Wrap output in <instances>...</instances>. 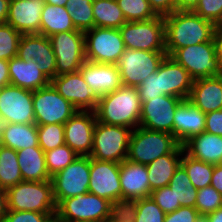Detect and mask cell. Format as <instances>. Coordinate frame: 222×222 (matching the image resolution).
Segmentation results:
<instances>
[{
  "instance_id": "12",
  "label": "cell",
  "mask_w": 222,
  "mask_h": 222,
  "mask_svg": "<svg viewBox=\"0 0 222 222\" xmlns=\"http://www.w3.org/2000/svg\"><path fill=\"white\" fill-rule=\"evenodd\" d=\"M49 39L56 56V76L79 71L86 61L84 32H62Z\"/></svg>"
},
{
  "instance_id": "4",
  "label": "cell",
  "mask_w": 222,
  "mask_h": 222,
  "mask_svg": "<svg viewBox=\"0 0 222 222\" xmlns=\"http://www.w3.org/2000/svg\"><path fill=\"white\" fill-rule=\"evenodd\" d=\"M7 209L55 214L53 185L48 181H21L6 190Z\"/></svg>"
},
{
  "instance_id": "34",
  "label": "cell",
  "mask_w": 222,
  "mask_h": 222,
  "mask_svg": "<svg viewBox=\"0 0 222 222\" xmlns=\"http://www.w3.org/2000/svg\"><path fill=\"white\" fill-rule=\"evenodd\" d=\"M174 193L176 203L195 208L198 190L193 186L185 168L180 164L168 185Z\"/></svg>"
},
{
  "instance_id": "18",
  "label": "cell",
  "mask_w": 222,
  "mask_h": 222,
  "mask_svg": "<svg viewBox=\"0 0 222 222\" xmlns=\"http://www.w3.org/2000/svg\"><path fill=\"white\" fill-rule=\"evenodd\" d=\"M97 122L95 111H77L64 124V139L79 156H90Z\"/></svg>"
},
{
  "instance_id": "36",
  "label": "cell",
  "mask_w": 222,
  "mask_h": 222,
  "mask_svg": "<svg viewBox=\"0 0 222 222\" xmlns=\"http://www.w3.org/2000/svg\"><path fill=\"white\" fill-rule=\"evenodd\" d=\"M93 0H68L66 9L69 12L76 30L86 32L95 27Z\"/></svg>"
},
{
  "instance_id": "39",
  "label": "cell",
  "mask_w": 222,
  "mask_h": 222,
  "mask_svg": "<svg viewBox=\"0 0 222 222\" xmlns=\"http://www.w3.org/2000/svg\"><path fill=\"white\" fill-rule=\"evenodd\" d=\"M38 143L44 152L65 144L64 124L37 125Z\"/></svg>"
},
{
  "instance_id": "40",
  "label": "cell",
  "mask_w": 222,
  "mask_h": 222,
  "mask_svg": "<svg viewBox=\"0 0 222 222\" xmlns=\"http://www.w3.org/2000/svg\"><path fill=\"white\" fill-rule=\"evenodd\" d=\"M22 34L10 24L0 25V60L17 57V50Z\"/></svg>"
},
{
  "instance_id": "31",
  "label": "cell",
  "mask_w": 222,
  "mask_h": 222,
  "mask_svg": "<svg viewBox=\"0 0 222 222\" xmlns=\"http://www.w3.org/2000/svg\"><path fill=\"white\" fill-rule=\"evenodd\" d=\"M182 154H165L146 165L151 191L169 185L175 170L181 164Z\"/></svg>"
},
{
  "instance_id": "33",
  "label": "cell",
  "mask_w": 222,
  "mask_h": 222,
  "mask_svg": "<svg viewBox=\"0 0 222 222\" xmlns=\"http://www.w3.org/2000/svg\"><path fill=\"white\" fill-rule=\"evenodd\" d=\"M23 181L17 151L0 145V188L7 190Z\"/></svg>"
},
{
  "instance_id": "44",
  "label": "cell",
  "mask_w": 222,
  "mask_h": 222,
  "mask_svg": "<svg viewBox=\"0 0 222 222\" xmlns=\"http://www.w3.org/2000/svg\"><path fill=\"white\" fill-rule=\"evenodd\" d=\"M193 12L216 26H222V0H199Z\"/></svg>"
},
{
  "instance_id": "50",
  "label": "cell",
  "mask_w": 222,
  "mask_h": 222,
  "mask_svg": "<svg viewBox=\"0 0 222 222\" xmlns=\"http://www.w3.org/2000/svg\"><path fill=\"white\" fill-rule=\"evenodd\" d=\"M157 16H167L176 11L175 0H147Z\"/></svg>"
},
{
  "instance_id": "56",
  "label": "cell",
  "mask_w": 222,
  "mask_h": 222,
  "mask_svg": "<svg viewBox=\"0 0 222 222\" xmlns=\"http://www.w3.org/2000/svg\"><path fill=\"white\" fill-rule=\"evenodd\" d=\"M7 197L6 190L0 188V222H3L7 214Z\"/></svg>"
},
{
  "instance_id": "28",
  "label": "cell",
  "mask_w": 222,
  "mask_h": 222,
  "mask_svg": "<svg viewBox=\"0 0 222 222\" xmlns=\"http://www.w3.org/2000/svg\"><path fill=\"white\" fill-rule=\"evenodd\" d=\"M17 160L23 181H48L45 152L41 147H28L17 151Z\"/></svg>"
},
{
  "instance_id": "60",
  "label": "cell",
  "mask_w": 222,
  "mask_h": 222,
  "mask_svg": "<svg viewBox=\"0 0 222 222\" xmlns=\"http://www.w3.org/2000/svg\"><path fill=\"white\" fill-rule=\"evenodd\" d=\"M196 222H209V219L207 218L206 215H200Z\"/></svg>"
},
{
  "instance_id": "8",
  "label": "cell",
  "mask_w": 222,
  "mask_h": 222,
  "mask_svg": "<svg viewBox=\"0 0 222 222\" xmlns=\"http://www.w3.org/2000/svg\"><path fill=\"white\" fill-rule=\"evenodd\" d=\"M166 51H145L125 48L117 63L124 86L138 87L150 74L157 71Z\"/></svg>"
},
{
  "instance_id": "43",
  "label": "cell",
  "mask_w": 222,
  "mask_h": 222,
  "mask_svg": "<svg viewBox=\"0 0 222 222\" xmlns=\"http://www.w3.org/2000/svg\"><path fill=\"white\" fill-rule=\"evenodd\" d=\"M165 215L151 196L137 200L135 222H164Z\"/></svg>"
},
{
  "instance_id": "10",
  "label": "cell",
  "mask_w": 222,
  "mask_h": 222,
  "mask_svg": "<svg viewBox=\"0 0 222 222\" xmlns=\"http://www.w3.org/2000/svg\"><path fill=\"white\" fill-rule=\"evenodd\" d=\"M86 61L116 64L125 50L120 30L117 28L93 27L84 32Z\"/></svg>"
},
{
  "instance_id": "5",
  "label": "cell",
  "mask_w": 222,
  "mask_h": 222,
  "mask_svg": "<svg viewBox=\"0 0 222 222\" xmlns=\"http://www.w3.org/2000/svg\"><path fill=\"white\" fill-rule=\"evenodd\" d=\"M133 129L96 122L90 158L121 163L127 159Z\"/></svg>"
},
{
  "instance_id": "23",
  "label": "cell",
  "mask_w": 222,
  "mask_h": 222,
  "mask_svg": "<svg viewBox=\"0 0 222 222\" xmlns=\"http://www.w3.org/2000/svg\"><path fill=\"white\" fill-rule=\"evenodd\" d=\"M161 90L166 95L187 100L193 84L188 71L172 57L166 55L160 63Z\"/></svg>"
},
{
  "instance_id": "7",
  "label": "cell",
  "mask_w": 222,
  "mask_h": 222,
  "mask_svg": "<svg viewBox=\"0 0 222 222\" xmlns=\"http://www.w3.org/2000/svg\"><path fill=\"white\" fill-rule=\"evenodd\" d=\"M125 48L145 51H166L164 17L126 22L120 28Z\"/></svg>"
},
{
  "instance_id": "45",
  "label": "cell",
  "mask_w": 222,
  "mask_h": 222,
  "mask_svg": "<svg viewBox=\"0 0 222 222\" xmlns=\"http://www.w3.org/2000/svg\"><path fill=\"white\" fill-rule=\"evenodd\" d=\"M141 103L161 95H166L161 90L160 65L156 72L150 74L138 87Z\"/></svg>"
},
{
  "instance_id": "30",
  "label": "cell",
  "mask_w": 222,
  "mask_h": 222,
  "mask_svg": "<svg viewBox=\"0 0 222 222\" xmlns=\"http://www.w3.org/2000/svg\"><path fill=\"white\" fill-rule=\"evenodd\" d=\"M76 30L65 6L44 4L41 13L40 34L50 37L57 33Z\"/></svg>"
},
{
  "instance_id": "15",
  "label": "cell",
  "mask_w": 222,
  "mask_h": 222,
  "mask_svg": "<svg viewBox=\"0 0 222 222\" xmlns=\"http://www.w3.org/2000/svg\"><path fill=\"white\" fill-rule=\"evenodd\" d=\"M183 99L161 95L142 103L139 126L173 135V120L177 106Z\"/></svg>"
},
{
  "instance_id": "47",
  "label": "cell",
  "mask_w": 222,
  "mask_h": 222,
  "mask_svg": "<svg viewBox=\"0 0 222 222\" xmlns=\"http://www.w3.org/2000/svg\"><path fill=\"white\" fill-rule=\"evenodd\" d=\"M55 214H45L33 211L7 210L3 222H50Z\"/></svg>"
},
{
  "instance_id": "42",
  "label": "cell",
  "mask_w": 222,
  "mask_h": 222,
  "mask_svg": "<svg viewBox=\"0 0 222 222\" xmlns=\"http://www.w3.org/2000/svg\"><path fill=\"white\" fill-rule=\"evenodd\" d=\"M137 216V200L118 199L110 204L111 222H135Z\"/></svg>"
},
{
  "instance_id": "48",
  "label": "cell",
  "mask_w": 222,
  "mask_h": 222,
  "mask_svg": "<svg viewBox=\"0 0 222 222\" xmlns=\"http://www.w3.org/2000/svg\"><path fill=\"white\" fill-rule=\"evenodd\" d=\"M200 213L196 208L181 206L177 210L165 215L164 222H196Z\"/></svg>"
},
{
  "instance_id": "54",
  "label": "cell",
  "mask_w": 222,
  "mask_h": 222,
  "mask_svg": "<svg viewBox=\"0 0 222 222\" xmlns=\"http://www.w3.org/2000/svg\"><path fill=\"white\" fill-rule=\"evenodd\" d=\"M176 11H193L199 0H175Z\"/></svg>"
},
{
  "instance_id": "62",
  "label": "cell",
  "mask_w": 222,
  "mask_h": 222,
  "mask_svg": "<svg viewBox=\"0 0 222 222\" xmlns=\"http://www.w3.org/2000/svg\"><path fill=\"white\" fill-rule=\"evenodd\" d=\"M216 165H219V166L222 167V156L220 157V159H219V161H218V163Z\"/></svg>"
},
{
  "instance_id": "41",
  "label": "cell",
  "mask_w": 222,
  "mask_h": 222,
  "mask_svg": "<svg viewBox=\"0 0 222 222\" xmlns=\"http://www.w3.org/2000/svg\"><path fill=\"white\" fill-rule=\"evenodd\" d=\"M222 207V195L211 185L198 189L195 208L200 215H207Z\"/></svg>"
},
{
  "instance_id": "57",
  "label": "cell",
  "mask_w": 222,
  "mask_h": 222,
  "mask_svg": "<svg viewBox=\"0 0 222 222\" xmlns=\"http://www.w3.org/2000/svg\"><path fill=\"white\" fill-rule=\"evenodd\" d=\"M209 222H222V207L206 215Z\"/></svg>"
},
{
  "instance_id": "29",
  "label": "cell",
  "mask_w": 222,
  "mask_h": 222,
  "mask_svg": "<svg viewBox=\"0 0 222 222\" xmlns=\"http://www.w3.org/2000/svg\"><path fill=\"white\" fill-rule=\"evenodd\" d=\"M0 145L16 151L28 147H40L38 143L37 125L8 123L1 135Z\"/></svg>"
},
{
  "instance_id": "59",
  "label": "cell",
  "mask_w": 222,
  "mask_h": 222,
  "mask_svg": "<svg viewBox=\"0 0 222 222\" xmlns=\"http://www.w3.org/2000/svg\"><path fill=\"white\" fill-rule=\"evenodd\" d=\"M7 124L8 122L4 118L0 117V142H1V135L3 133V130L7 127Z\"/></svg>"
},
{
  "instance_id": "32",
  "label": "cell",
  "mask_w": 222,
  "mask_h": 222,
  "mask_svg": "<svg viewBox=\"0 0 222 222\" xmlns=\"http://www.w3.org/2000/svg\"><path fill=\"white\" fill-rule=\"evenodd\" d=\"M92 8L95 27L119 29L126 23L116 0H93Z\"/></svg>"
},
{
  "instance_id": "11",
  "label": "cell",
  "mask_w": 222,
  "mask_h": 222,
  "mask_svg": "<svg viewBox=\"0 0 222 222\" xmlns=\"http://www.w3.org/2000/svg\"><path fill=\"white\" fill-rule=\"evenodd\" d=\"M33 109L36 125L65 124L78 111L51 83L33 91Z\"/></svg>"
},
{
  "instance_id": "27",
  "label": "cell",
  "mask_w": 222,
  "mask_h": 222,
  "mask_svg": "<svg viewBox=\"0 0 222 222\" xmlns=\"http://www.w3.org/2000/svg\"><path fill=\"white\" fill-rule=\"evenodd\" d=\"M183 148L192 158L216 165L222 156V136L202 132L186 141Z\"/></svg>"
},
{
  "instance_id": "22",
  "label": "cell",
  "mask_w": 222,
  "mask_h": 222,
  "mask_svg": "<svg viewBox=\"0 0 222 222\" xmlns=\"http://www.w3.org/2000/svg\"><path fill=\"white\" fill-rule=\"evenodd\" d=\"M206 115L188 99L176 108L173 120V135L183 145L192 136L205 132Z\"/></svg>"
},
{
  "instance_id": "37",
  "label": "cell",
  "mask_w": 222,
  "mask_h": 222,
  "mask_svg": "<svg viewBox=\"0 0 222 222\" xmlns=\"http://www.w3.org/2000/svg\"><path fill=\"white\" fill-rule=\"evenodd\" d=\"M77 157L78 154L66 144L46 151L45 163L50 177L65 169Z\"/></svg>"
},
{
  "instance_id": "52",
  "label": "cell",
  "mask_w": 222,
  "mask_h": 222,
  "mask_svg": "<svg viewBox=\"0 0 222 222\" xmlns=\"http://www.w3.org/2000/svg\"><path fill=\"white\" fill-rule=\"evenodd\" d=\"M210 185L214 187L222 195V167L214 165V171Z\"/></svg>"
},
{
  "instance_id": "2",
  "label": "cell",
  "mask_w": 222,
  "mask_h": 222,
  "mask_svg": "<svg viewBox=\"0 0 222 222\" xmlns=\"http://www.w3.org/2000/svg\"><path fill=\"white\" fill-rule=\"evenodd\" d=\"M141 106L138 88L122 85L99 97L95 113L98 122L134 130L140 123Z\"/></svg>"
},
{
  "instance_id": "13",
  "label": "cell",
  "mask_w": 222,
  "mask_h": 222,
  "mask_svg": "<svg viewBox=\"0 0 222 222\" xmlns=\"http://www.w3.org/2000/svg\"><path fill=\"white\" fill-rule=\"evenodd\" d=\"M53 195L58 205L63 199L89 192L90 156H79L65 169L51 177Z\"/></svg>"
},
{
  "instance_id": "20",
  "label": "cell",
  "mask_w": 222,
  "mask_h": 222,
  "mask_svg": "<svg viewBox=\"0 0 222 222\" xmlns=\"http://www.w3.org/2000/svg\"><path fill=\"white\" fill-rule=\"evenodd\" d=\"M45 0H10L6 23L23 34H40Z\"/></svg>"
},
{
  "instance_id": "46",
  "label": "cell",
  "mask_w": 222,
  "mask_h": 222,
  "mask_svg": "<svg viewBox=\"0 0 222 222\" xmlns=\"http://www.w3.org/2000/svg\"><path fill=\"white\" fill-rule=\"evenodd\" d=\"M151 197L165 214L171 213L181 207L180 203H176L174 193L169 186L153 190Z\"/></svg>"
},
{
  "instance_id": "51",
  "label": "cell",
  "mask_w": 222,
  "mask_h": 222,
  "mask_svg": "<svg viewBox=\"0 0 222 222\" xmlns=\"http://www.w3.org/2000/svg\"><path fill=\"white\" fill-rule=\"evenodd\" d=\"M213 41L215 45L216 56L219 62V67L222 74V26H216L213 35Z\"/></svg>"
},
{
  "instance_id": "61",
  "label": "cell",
  "mask_w": 222,
  "mask_h": 222,
  "mask_svg": "<svg viewBox=\"0 0 222 222\" xmlns=\"http://www.w3.org/2000/svg\"><path fill=\"white\" fill-rule=\"evenodd\" d=\"M50 222H62V221H60V220H58L56 217H54V218H52V219L50 220Z\"/></svg>"
},
{
  "instance_id": "19",
  "label": "cell",
  "mask_w": 222,
  "mask_h": 222,
  "mask_svg": "<svg viewBox=\"0 0 222 222\" xmlns=\"http://www.w3.org/2000/svg\"><path fill=\"white\" fill-rule=\"evenodd\" d=\"M17 57L24 61L34 60L39 69L52 80L56 76V56L49 37L42 34H23Z\"/></svg>"
},
{
  "instance_id": "17",
  "label": "cell",
  "mask_w": 222,
  "mask_h": 222,
  "mask_svg": "<svg viewBox=\"0 0 222 222\" xmlns=\"http://www.w3.org/2000/svg\"><path fill=\"white\" fill-rule=\"evenodd\" d=\"M58 93L71 102L78 111H95L98 97L85 82L80 70L55 76L50 82Z\"/></svg>"
},
{
  "instance_id": "38",
  "label": "cell",
  "mask_w": 222,
  "mask_h": 222,
  "mask_svg": "<svg viewBox=\"0 0 222 222\" xmlns=\"http://www.w3.org/2000/svg\"><path fill=\"white\" fill-rule=\"evenodd\" d=\"M121 8L126 22L151 20L157 15L151 9L147 0H116Z\"/></svg>"
},
{
  "instance_id": "1",
  "label": "cell",
  "mask_w": 222,
  "mask_h": 222,
  "mask_svg": "<svg viewBox=\"0 0 222 222\" xmlns=\"http://www.w3.org/2000/svg\"><path fill=\"white\" fill-rule=\"evenodd\" d=\"M166 54L177 49L212 41L216 25L193 11H175L164 16Z\"/></svg>"
},
{
  "instance_id": "49",
  "label": "cell",
  "mask_w": 222,
  "mask_h": 222,
  "mask_svg": "<svg viewBox=\"0 0 222 222\" xmlns=\"http://www.w3.org/2000/svg\"><path fill=\"white\" fill-rule=\"evenodd\" d=\"M205 115V132L222 136V110H215Z\"/></svg>"
},
{
  "instance_id": "58",
  "label": "cell",
  "mask_w": 222,
  "mask_h": 222,
  "mask_svg": "<svg viewBox=\"0 0 222 222\" xmlns=\"http://www.w3.org/2000/svg\"><path fill=\"white\" fill-rule=\"evenodd\" d=\"M68 0H45L46 4L65 6Z\"/></svg>"
},
{
  "instance_id": "3",
  "label": "cell",
  "mask_w": 222,
  "mask_h": 222,
  "mask_svg": "<svg viewBox=\"0 0 222 222\" xmlns=\"http://www.w3.org/2000/svg\"><path fill=\"white\" fill-rule=\"evenodd\" d=\"M183 151L174 135L138 126L130 136L127 160L148 165L160 156Z\"/></svg>"
},
{
  "instance_id": "9",
  "label": "cell",
  "mask_w": 222,
  "mask_h": 222,
  "mask_svg": "<svg viewBox=\"0 0 222 222\" xmlns=\"http://www.w3.org/2000/svg\"><path fill=\"white\" fill-rule=\"evenodd\" d=\"M170 57L183 66L193 80L221 75L213 40L179 48Z\"/></svg>"
},
{
  "instance_id": "24",
  "label": "cell",
  "mask_w": 222,
  "mask_h": 222,
  "mask_svg": "<svg viewBox=\"0 0 222 222\" xmlns=\"http://www.w3.org/2000/svg\"><path fill=\"white\" fill-rule=\"evenodd\" d=\"M122 199L139 200L151 196L147 166L124 160L120 163Z\"/></svg>"
},
{
  "instance_id": "26",
  "label": "cell",
  "mask_w": 222,
  "mask_h": 222,
  "mask_svg": "<svg viewBox=\"0 0 222 222\" xmlns=\"http://www.w3.org/2000/svg\"><path fill=\"white\" fill-rule=\"evenodd\" d=\"M38 67L32 59L11 58L8 60L10 84L30 91L48 86L51 80Z\"/></svg>"
},
{
  "instance_id": "14",
  "label": "cell",
  "mask_w": 222,
  "mask_h": 222,
  "mask_svg": "<svg viewBox=\"0 0 222 222\" xmlns=\"http://www.w3.org/2000/svg\"><path fill=\"white\" fill-rule=\"evenodd\" d=\"M0 117L8 123H35L33 91L12 84L0 88Z\"/></svg>"
},
{
  "instance_id": "25",
  "label": "cell",
  "mask_w": 222,
  "mask_h": 222,
  "mask_svg": "<svg viewBox=\"0 0 222 222\" xmlns=\"http://www.w3.org/2000/svg\"><path fill=\"white\" fill-rule=\"evenodd\" d=\"M188 100L205 114L222 110V74L193 80Z\"/></svg>"
},
{
  "instance_id": "55",
  "label": "cell",
  "mask_w": 222,
  "mask_h": 222,
  "mask_svg": "<svg viewBox=\"0 0 222 222\" xmlns=\"http://www.w3.org/2000/svg\"><path fill=\"white\" fill-rule=\"evenodd\" d=\"M10 0H0V25L5 24L9 14Z\"/></svg>"
},
{
  "instance_id": "53",
  "label": "cell",
  "mask_w": 222,
  "mask_h": 222,
  "mask_svg": "<svg viewBox=\"0 0 222 222\" xmlns=\"http://www.w3.org/2000/svg\"><path fill=\"white\" fill-rule=\"evenodd\" d=\"M10 84L8 60H0V88Z\"/></svg>"
},
{
  "instance_id": "21",
  "label": "cell",
  "mask_w": 222,
  "mask_h": 222,
  "mask_svg": "<svg viewBox=\"0 0 222 222\" xmlns=\"http://www.w3.org/2000/svg\"><path fill=\"white\" fill-rule=\"evenodd\" d=\"M79 70L98 98L118 90L123 85L115 64L85 61Z\"/></svg>"
},
{
  "instance_id": "6",
  "label": "cell",
  "mask_w": 222,
  "mask_h": 222,
  "mask_svg": "<svg viewBox=\"0 0 222 222\" xmlns=\"http://www.w3.org/2000/svg\"><path fill=\"white\" fill-rule=\"evenodd\" d=\"M111 202L93 193L63 199L57 205L55 217L62 222H104L109 220Z\"/></svg>"
},
{
  "instance_id": "16",
  "label": "cell",
  "mask_w": 222,
  "mask_h": 222,
  "mask_svg": "<svg viewBox=\"0 0 222 222\" xmlns=\"http://www.w3.org/2000/svg\"><path fill=\"white\" fill-rule=\"evenodd\" d=\"M88 190L111 203L122 199L120 163L90 158V183Z\"/></svg>"
},
{
  "instance_id": "35",
  "label": "cell",
  "mask_w": 222,
  "mask_h": 222,
  "mask_svg": "<svg viewBox=\"0 0 222 222\" xmlns=\"http://www.w3.org/2000/svg\"><path fill=\"white\" fill-rule=\"evenodd\" d=\"M181 165L197 190L210 186L214 165L192 158L185 151L182 154Z\"/></svg>"
}]
</instances>
